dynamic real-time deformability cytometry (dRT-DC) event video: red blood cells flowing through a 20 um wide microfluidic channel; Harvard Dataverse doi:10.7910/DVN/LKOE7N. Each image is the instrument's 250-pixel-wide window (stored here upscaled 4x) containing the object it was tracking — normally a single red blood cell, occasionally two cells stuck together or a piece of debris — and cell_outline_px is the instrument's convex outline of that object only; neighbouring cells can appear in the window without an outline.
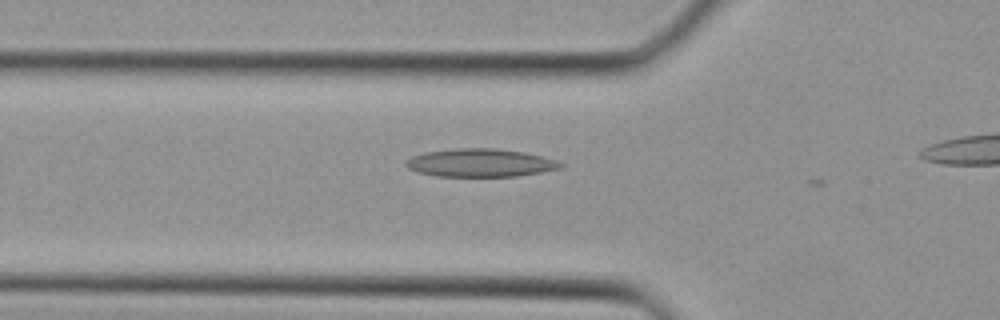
{"species": "Egyptian fruit bat (a non-hibernating species)", "species_latin": "Rousettus aegyptiacus", "temperature_condition": "cold", "stored_images_in_passage": 7, "camera_frame_rate_fps": 3000, "um_per_image_px": 0.085, "animal": {"sex": "female"}, "frame": {"image": 1, "passage_image": 5, "time_ms": 1.333, "image_size_px": [1000, 320], "cell_outline_px": [[564, 168], [544, 172], [516, 176], [436, 176], [420, 172], [408, 168], [404, 164], [412, 156], [424, 152], [460, 148], [496, 148], [524, 152], [556, 160], [564, 164]], "centroid_in_image_um": [40.87, 13.84], "position_along_channel_um": 84.9, "area_um2": 25.26}}